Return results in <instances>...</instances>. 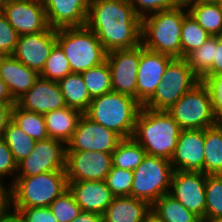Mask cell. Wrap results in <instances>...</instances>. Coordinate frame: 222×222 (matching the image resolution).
Wrapping results in <instances>:
<instances>
[{
    "label": "cell",
    "mask_w": 222,
    "mask_h": 222,
    "mask_svg": "<svg viewBox=\"0 0 222 222\" xmlns=\"http://www.w3.org/2000/svg\"><path fill=\"white\" fill-rule=\"evenodd\" d=\"M206 175L199 171H173L169 194L204 222Z\"/></svg>",
    "instance_id": "obj_13"
},
{
    "label": "cell",
    "mask_w": 222,
    "mask_h": 222,
    "mask_svg": "<svg viewBox=\"0 0 222 222\" xmlns=\"http://www.w3.org/2000/svg\"><path fill=\"white\" fill-rule=\"evenodd\" d=\"M167 112L182 130L206 129L219 122L213 113L208 90L201 81Z\"/></svg>",
    "instance_id": "obj_9"
},
{
    "label": "cell",
    "mask_w": 222,
    "mask_h": 222,
    "mask_svg": "<svg viewBox=\"0 0 222 222\" xmlns=\"http://www.w3.org/2000/svg\"><path fill=\"white\" fill-rule=\"evenodd\" d=\"M112 167V153L66 151L65 172L68 182L103 181Z\"/></svg>",
    "instance_id": "obj_14"
},
{
    "label": "cell",
    "mask_w": 222,
    "mask_h": 222,
    "mask_svg": "<svg viewBox=\"0 0 222 222\" xmlns=\"http://www.w3.org/2000/svg\"><path fill=\"white\" fill-rule=\"evenodd\" d=\"M123 138L113 130L92 121L82 114L66 144V151H90L113 153Z\"/></svg>",
    "instance_id": "obj_11"
},
{
    "label": "cell",
    "mask_w": 222,
    "mask_h": 222,
    "mask_svg": "<svg viewBox=\"0 0 222 222\" xmlns=\"http://www.w3.org/2000/svg\"><path fill=\"white\" fill-rule=\"evenodd\" d=\"M66 150V144L56 139L36 141L34 150L18 164V173L14 176L31 177L45 172L65 171Z\"/></svg>",
    "instance_id": "obj_10"
},
{
    "label": "cell",
    "mask_w": 222,
    "mask_h": 222,
    "mask_svg": "<svg viewBox=\"0 0 222 222\" xmlns=\"http://www.w3.org/2000/svg\"><path fill=\"white\" fill-rule=\"evenodd\" d=\"M3 15L19 36L49 28L41 0H7Z\"/></svg>",
    "instance_id": "obj_15"
},
{
    "label": "cell",
    "mask_w": 222,
    "mask_h": 222,
    "mask_svg": "<svg viewBox=\"0 0 222 222\" xmlns=\"http://www.w3.org/2000/svg\"><path fill=\"white\" fill-rule=\"evenodd\" d=\"M205 129L181 130L170 163L174 171L204 173Z\"/></svg>",
    "instance_id": "obj_18"
},
{
    "label": "cell",
    "mask_w": 222,
    "mask_h": 222,
    "mask_svg": "<svg viewBox=\"0 0 222 222\" xmlns=\"http://www.w3.org/2000/svg\"><path fill=\"white\" fill-rule=\"evenodd\" d=\"M49 208L58 222H71L82 211L69 188L58 196Z\"/></svg>",
    "instance_id": "obj_37"
},
{
    "label": "cell",
    "mask_w": 222,
    "mask_h": 222,
    "mask_svg": "<svg viewBox=\"0 0 222 222\" xmlns=\"http://www.w3.org/2000/svg\"><path fill=\"white\" fill-rule=\"evenodd\" d=\"M66 106L79 110L84 114L92 100L85 86L83 77L78 73H71L58 81Z\"/></svg>",
    "instance_id": "obj_26"
},
{
    "label": "cell",
    "mask_w": 222,
    "mask_h": 222,
    "mask_svg": "<svg viewBox=\"0 0 222 222\" xmlns=\"http://www.w3.org/2000/svg\"><path fill=\"white\" fill-rule=\"evenodd\" d=\"M151 205L131 196L114 197L103 214V222H143Z\"/></svg>",
    "instance_id": "obj_23"
},
{
    "label": "cell",
    "mask_w": 222,
    "mask_h": 222,
    "mask_svg": "<svg viewBox=\"0 0 222 222\" xmlns=\"http://www.w3.org/2000/svg\"><path fill=\"white\" fill-rule=\"evenodd\" d=\"M91 98L112 91L110 66L107 60L81 73Z\"/></svg>",
    "instance_id": "obj_33"
},
{
    "label": "cell",
    "mask_w": 222,
    "mask_h": 222,
    "mask_svg": "<svg viewBox=\"0 0 222 222\" xmlns=\"http://www.w3.org/2000/svg\"><path fill=\"white\" fill-rule=\"evenodd\" d=\"M222 73V36H217V48H215V59L212 67L203 75H217Z\"/></svg>",
    "instance_id": "obj_44"
},
{
    "label": "cell",
    "mask_w": 222,
    "mask_h": 222,
    "mask_svg": "<svg viewBox=\"0 0 222 222\" xmlns=\"http://www.w3.org/2000/svg\"><path fill=\"white\" fill-rule=\"evenodd\" d=\"M211 36L189 14L184 16L181 27V58L202 46Z\"/></svg>",
    "instance_id": "obj_32"
},
{
    "label": "cell",
    "mask_w": 222,
    "mask_h": 222,
    "mask_svg": "<svg viewBox=\"0 0 222 222\" xmlns=\"http://www.w3.org/2000/svg\"><path fill=\"white\" fill-rule=\"evenodd\" d=\"M181 130L166 110L141 107L132 137L142 146L147 155L170 161Z\"/></svg>",
    "instance_id": "obj_2"
},
{
    "label": "cell",
    "mask_w": 222,
    "mask_h": 222,
    "mask_svg": "<svg viewBox=\"0 0 222 222\" xmlns=\"http://www.w3.org/2000/svg\"><path fill=\"white\" fill-rule=\"evenodd\" d=\"M56 43V29L51 27L43 32L20 35L13 56L40 73Z\"/></svg>",
    "instance_id": "obj_16"
},
{
    "label": "cell",
    "mask_w": 222,
    "mask_h": 222,
    "mask_svg": "<svg viewBox=\"0 0 222 222\" xmlns=\"http://www.w3.org/2000/svg\"><path fill=\"white\" fill-rule=\"evenodd\" d=\"M173 57L146 49L141 44L138 67L137 101L143 106L162 81L165 69Z\"/></svg>",
    "instance_id": "obj_17"
},
{
    "label": "cell",
    "mask_w": 222,
    "mask_h": 222,
    "mask_svg": "<svg viewBox=\"0 0 222 222\" xmlns=\"http://www.w3.org/2000/svg\"><path fill=\"white\" fill-rule=\"evenodd\" d=\"M134 9L136 15L143 19L145 16L158 11L170 10L184 5V0H126ZM149 13V14H148Z\"/></svg>",
    "instance_id": "obj_39"
},
{
    "label": "cell",
    "mask_w": 222,
    "mask_h": 222,
    "mask_svg": "<svg viewBox=\"0 0 222 222\" xmlns=\"http://www.w3.org/2000/svg\"><path fill=\"white\" fill-rule=\"evenodd\" d=\"M18 164L16 163L11 150L5 141L0 139V181H3V177L6 175L17 174ZM15 172V173H14Z\"/></svg>",
    "instance_id": "obj_43"
},
{
    "label": "cell",
    "mask_w": 222,
    "mask_h": 222,
    "mask_svg": "<svg viewBox=\"0 0 222 222\" xmlns=\"http://www.w3.org/2000/svg\"><path fill=\"white\" fill-rule=\"evenodd\" d=\"M0 103L15 104L16 102L10 96L6 83L0 78Z\"/></svg>",
    "instance_id": "obj_48"
},
{
    "label": "cell",
    "mask_w": 222,
    "mask_h": 222,
    "mask_svg": "<svg viewBox=\"0 0 222 222\" xmlns=\"http://www.w3.org/2000/svg\"><path fill=\"white\" fill-rule=\"evenodd\" d=\"M2 139L11 150L17 164L30 155L36 143L12 120L7 123Z\"/></svg>",
    "instance_id": "obj_31"
},
{
    "label": "cell",
    "mask_w": 222,
    "mask_h": 222,
    "mask_svg": "<svg viewBox=\"0 0 222 222\" xmlns=\"http://www.w3.org/2000/svg\"><path fill=\"white\" fill-rule=\"evenodd\" d=\"M133 171L111 167L105 182L115 197L131 196Z\"/></svg>",
    "instance_id": "obj_38"
},
{
    "label": "cell",
    "mask_w": 222,
    "mask_h": 222,
    "mask_svg": "<svg viewBox=\"0 0 222 222\" xmlns=\"http://www.w3.org/2000/svg\"><path fill=\"white\" fill-rule=\"evenodd\" d=\"M36 70L30 69L13 55L0 56V78L6 83L12 99L19 100L39 78Z\"/></svg>",
    "instance_id": "obj_22"
},
{
    "label": "cell",
    "mask_w": 222,
    "mask_h": 222,
    "mask_svg": "<svg viewBox=\"0 0 222 222\" xmlns=\"http://www.w3.org/2000/svg\"><path fill=\"white\" fill-rule=\"evenodd\" d=\"M184 3L189 14L210 36H222V14L215 1Z\"/></svg>",
    "instance_id": "obj_25"
},
{
    "label": "cell",
    "mask_w": 222,
    "mask_h": 222,
    "mask_svg": "<svg viewBox=\"0 0 222 222\" xmlns=\"http://www.w3.org/2000/svg\"><path fill=\"white\" fill-rule=\"evenodd\" d=\"M68 188L82 211L102 216L115 197L105 180L68 182Z\"/></svg>",
    "instance_id": "obj_21"
},
{
    "label": "cell",
    "mask_w": 222,
    "mask_h": 222,
    "mask_svg": "<svg viewBox=\"0 0 222 222\" xmlns=\"http://www.w3.org/2000/svg\"><path fill=\"white\" fill-rule=\"evenodd\" d=\"M81 115L79 110L69 107L44 114L48 137L67 144L76 130Z\"/></svg>",
    "instance_id": "obj_24"
},
{
    "label": "cell",
    "mask_w": 222,
    "mask_h": 222,
    "mask_svg": "<svg viewBox=\"0 0 222 222\" xmlns=\"http://www.w3.org/2000/svg\"><path fill=\"white\" fill-rule=\"evenodd\" d=\"M196 1H215V0H184V2H196Z\"/></svg>",
    "instance_id": "obj_54"
},
{
    "label": "cell",
    "mask_w": 222,
    "mask_h": 222,
    "mask_svg": "<svg viewBox=\"0 0 222 222\" xmlns=\"http://www.w3.org/2000/svg\"><path fill=\"white\" fill-rule=\"evenodd\" d=\"M204 222H222V217L221 218L206 219Z\"/></svg>",
    "instance_id": "obj_52"
},
{
    "label": "cell",
    "mask_w": 222,
    "mask_h": 222,
    "mask_svg": "<svg viewBox=\"0 0 222 222\" xmlns=\"http://www.w3.org/2000/svg\"><path fill=\"white\" fill-rule=\"evenodd\" d=\"M19 35L4 15H0V56L13 55Z\"/></svg>",
    "instance_id": "obj_41"
},
{
    "label": "cell",
    "mask_w": 222,
    "mask_h": 222,
    "mask_svg": "<svg viewBox=\"0 0 222 222\" xmlns=\"http://www.w3.org/2000/svg\"><path fill=\"white\" fill-rule=\"evenodd\" d=\"M23 222H58L49 207H13Z\"/></svg>",
    "instance_id": "obj_42"
},
{
    "label": "cell",
    "mask_w": 222,
    "mask_h": 222,
    "mask_svg": "<svg viewBox=\"0 0 222 222\" xmlns=\"http://www.w3.org/2000/svg\"><path fill=\"white\" fill-rule=\"evenodd\" d=\"M215 48H217V36H211L202 46L185 57L188 65L199 78L212 67Z\"/></svg>",
    "instance_id": "obj_34"
},
{
    "label": "cell",
    "mask_w": 222,
    "mask_h": 222,
    "mask_svg": "<svg viewBox=\"0 0 222 222\" xmlns=\"http://www.w3.org/2000/svg\"><path fill=\"white\" fill-rule=\"evenodd\" d=\"M8 188L0 181V217L8 210Z\"/></svg>",
    "instance_id": "obj_47"
},
{
    "label": "cell",
    "mask_w": 222,
    "mask_h": 222,
    "mask_svg": "<svg viewBox=\"0 0 222 222\" xmlns=\"http://www.w3.org/2000/svg\"><path fill=\"white\" fill-rule=\"evenodd\" d=\"M14 104L0 103V139L3 137L7 123L11 120V111Z\"/></svg>",
    "instance_id": "obj_45"
},
{
    "label": "cell",
    "mask_w": 222,
    "mask_h": 222,
    "mask_svg": "<svg viewBox=\"0 0 222 222\" xmlns=\"http://www.w3.org/2000/svg\"><path fill=\"white\" fill-rule=\"evenodd\" d=\"M173 171L169 160L146 154L133 171L131 197L152 205L163 195L169 194Z\"/></svg>",
    "instance_id": "obj_7"
},
{
    "label": "cell",
    "mask_w": 222,
    "mask_h": 222,
    "mask_svg": "<svg viewBox=\"0 0 222 222\" xmlns=\"http://www.w3.org/2000/svg\"><path fill=\"white\" fill-rule=\"evenodd\" d=\"M56 40L69 61L72 73L81 74L106 61L108 52L87 26L57 29Z\"/></svg>",
    "instance_id": "obj_6"
},
{
    "label": "cell",
    "mask_w": 222,
    "mask_h": 222,
    "mask_svg": "<svg viewBox=\"0 0 222 222\" xmlns=\"http://www.w3.org/2000/svg\"><path fill=\"white\" fill-rule=\"evenodd\" d=\"M199 82L200 78L192 71L185 58H173L153 96L142 107L167 111Z\"/></svg>",
    "instance_id": "obj_8"
},
{
    "label": "cell",
    "mask_w": 222,
    "mask_h": 222,
    "mask_svg": "<svg viewBox=\"0 0 222 222\" xmlns=\"http://www.w3.org/2000/svg\"><path fill=\"white\" fill-rule=\"evenodd\" d=\"M215 2H216L217 6H218V8H219V10L222 14V0H215Z\"/></svg>",
    "instance_id": "obj_53"
},
{
    "label": "cell",
    "mask_w": 222,
    "mask_h": 222,
    "mask_svg": "<svg viewBox=\"0 0 222 222\" xmlns=\"http://www.w3.org/2000/svg\"><path fill=\"white\" fill-rule=\"evenodd\" d=\"M204 174H222V122L205 129Z\"/></svg>",
    "instance_id": "obj_27"
},
{
    "label": "cell",
    "mask_w": 222,
    "mask_h": 222,
    "mask_svg": "<svg viewBox=\"0 0 222 222\" xmlns=\"http://www.w3.org/2000/svg\"><path fill=\"white\" fill-rule=\"evenodd\" d=\"M140 55L141 44L134 48L113 50L107 53L106 60L110 66L112 91L137 100Z\"/></svg>",
    "instance_id": "obj_12"
},
{
    "label": "cell",
    "mask_w": 222,
    "mask_h": 222,
    "mask_svg": "<svg viewBox=\"0 0 222 222\" xmlns=\"http://www.w3.org/2000/svg\"><path fill=\"white\" fill-rule=\"evenodd\" d=\"M187 13L188 8L184 4L145 16L142 19L141 44L148 50L181 58V27Z\"/></svg>",
    "instance_id": "obj_3"
},
{
    "label": "cell",
    "mask_w": 222,
    "mask_h": 222,
    "mask_svg": "<svg viewBox=\"0 0 222 222\" xmlns=\"http://www.w3.org/2000/svg\"><path fill=\"white\" fill-rule=\"evenodd\" d=\"M143 222H162L161 219L152 211L144 217Z\"/></svg>",
    "instance_id": "obj_50"
},
{
    "label": "cell",
    "mask_w": 222,
    "mask_h": 222,
    "mask_svg": "<svg viewBox=\"0 0 222 222\" xmlns=\"http://www.w3.org/2000/svg\"><path fill=\"white\" fill-rule=\"evenodd\" d=\"M151 210L162 222H202L170 194L163 195L151 205Z\"/></svg>",
    "instance_id": "obj_28"
},
{
    "label": "cell",
    "mask_w": 222,
    "mask_h": 222,
    "mask_svg": "<svg viewBox=\"0 0 222 222\" xmlns=\"http://www.w3.org/2000/svg\"><path fill=\"white\" fill-rule=\"evenodd\" d=\"M10 209H8L1 217L0 222H23L22 219L16 214L11 213Z\"/></svg>",
    "instance_id": "obj_49"
},
{
    "label": "cell",
    "mask_w": 222,
    "mask_h": 222,
    "mask_svg": "<svg viewBox=\"0 0 222 222\" xmlns=\"http://www.w3.org/2000/svg\"><path fill=\"white\" fill-rule=\"evenodd\" d=\"M141 107L135 98L111 91L92 98L84 114L92 121L115 131L122 138H130Z\"/></svg>",
    "instance_id": "obj_4"
},
{
    "label": "cell",
    "mask_w": 222,
    "mask_h": 222,
    "mask_svg": "<svg viewBox=\"0 0 222 222\" xmlns=\"http://www.w3.org/2000/svg\"><path fill=\"white\" fill-rule=\"evenodd\" d=\"M49 27L53 29L86 26L90 0H41Z\"/></svg>",
    "instance_id": "obj_20"
},
{
    "label": "cell",
    "mask_w": 222,
    "mask_h": 222,
    "mask_svg": "<svg viewBox=\"0 0 222 222\" xmlns=\"http://www.w3.org/2000/svg\"><path fill=\"white\" fill-rule=\"evenodd\" d=\"M204 221L222 217V174L206 175Z\"/></svg>",
    "instance_id": "obj_36"
},
{
    "label": "cell",
    "mask_w": 222,
    "mask_h": 222,
    "mask_svg": "<svg viewBox=\"0 0 222 222\" xmlns=\"http://www.w3.org/2000/svg\"><path fill=\"white\" fill-rule=\"evenodd\" d=\"M71 73L69 61L61 46L56 43L39 76L44 79L59 81Z\"/></svg>",
    "instance_id": "obj_35"
},
{
    "label": "cell",
    "mask_w": 222,
    "mask_h": 222,
    "mask_svg": "<svg viewBox=\"0 0 222 222\" xmlns=\"http://www.w3.org/2000/svg\"><path fill=\"white\" fill-rule=\"evenodd\" d=\"M67 189L65 171L45 172L31 177H14L12 184L8 186V208L49 207Z\"/></svg>",
    "instance_id": "obj_5"
},
{
    "label": "cell",
    "mask_w": 222,
    "mask_h": 222,
    "mask_svg": "<svg viewBox=\"0 0 222 222\" xmlns=\"http://www.w3.org/2000/svg\"><path fill=\"white\" fill-rule=\"evenodd\" d=\"M16 104L23 110L46 114L67 107L58 81L39 77Z\"/></svg>",
    "instance_id": "obj_19"
},
{
    "label": "cell",
    "mask_w": 222,
    "mask_h": 222,
    "mask_svg": "<svg viewBox=\"0 0 222 222\" xmlns=\"http://www.w3.org/2000/svg\"><path fill=\"white\" fill-rule=\"evenodd\" d=\"M7 0H0V15H3Z\"/></svg>",
    "instance_id": "obj_51"
},
{
    "label": "cell",
    "mask_w": 222,
    "mask_h": 222,
    "mask_svg": "<svg viewBox=\"0 0 222 222\" xmlns=\"http://www.w3.org/2000/svg\"><path fill=\"white\" fill-rule=\"evenodd\" d=\"M11 120L35 141L49 138L42 114L23 110L15 103L11 111Z\"/></svg>",
    "instance_id": "obj_30"
},
{
    "label": "cell",
    "mask_w": 222,
    "mask_h": 222,
    "mask_svg": "<svg viewBox=\"0 0 222 222\" xmlns=\"http://www.w3.org/2000/svg\"><path fill=\"white\" fill-rule=\"evenodd\" d=\"M86 26L107 52L141 44L142 19L126 0H90Z\"/></svg>",
    "instance_id": "obj_1"
},
{
    "label": "cell",
    "mask_w": 222,
    "mask_h": 222,
    "mask_svg": "<svg viewBox=\"0 0 222 222\" xmlns=\"http://www.w3.org/2000/svg\"><path fill=\"white\" fill-rule=\"evenodd\" d=\"M146 156V151L133 138H123L112 153V166L134 171Z\"/></svg>",
    "instance_id": "obj_29"
},
{
    "label": "cell",
    "mask_w": 222,
    "mask_h": 222,
    "mask_svg": "<svg viewBox=\"0 0 222 222\" xmlns=\"http://www.w3.org/2000/svg\"><path fill=\"white\" fill-rule=\"evenodd\" d=\"M200 81L208 90L215 117L222 122V73L202 76Z\"/></svg>",
    "instance_id": "obj_40"
},
{
    "label": "cell",
    "mask_w": 222,
    "mask_h": 222,
    "mask_svg": "<svg viewBox=\"0 0 222 222\" xmlns=\"http://www.w3.org/2000/svg\"><path fill=\"white\" fill-rule=\"evenodd\" d=\"M71 222H103V216L93 212L81 211Z\"/></svg>",
    "instance_id": "obj_46"
}]
</instances>
